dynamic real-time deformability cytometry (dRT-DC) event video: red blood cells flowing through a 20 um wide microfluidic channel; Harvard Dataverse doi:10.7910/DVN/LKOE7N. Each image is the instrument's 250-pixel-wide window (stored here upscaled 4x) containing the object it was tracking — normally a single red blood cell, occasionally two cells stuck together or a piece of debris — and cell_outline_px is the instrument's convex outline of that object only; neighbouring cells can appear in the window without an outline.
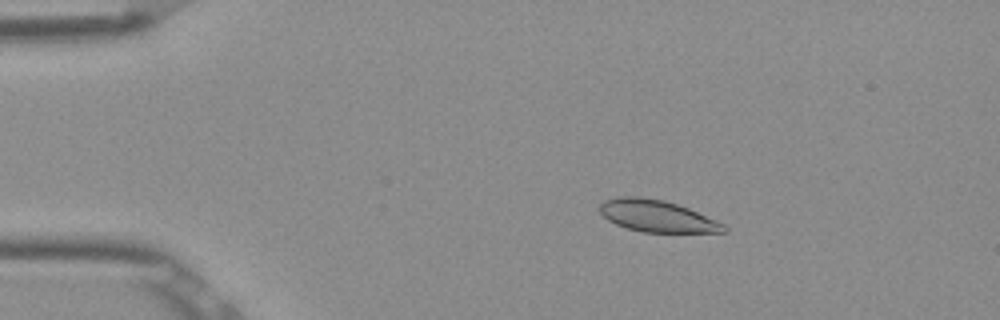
{"species": "Egyptian fruit bat (a non-hibernating species)", "species_latin": "Rousettus aegyptiacus", "temperature_condition": "room temperature", "stored_images_in_passage": 52, "camera_frame_rate_fps": 3000, "um_per_image_px": 0.085, "frame": {"image": 1, "passage_image": 9, "time_ms": 2.667, "image_size_px": [1000, 320], "cell_outline_px": [[728, 232], [644, 232], [628, 228], [616, 224], [608, 220], [600, 212], [600, 204], [604, 200], [616, 196], [640, 196], [664, 200], [688, 208], [724, 224], [728, 228]], "centroid_in_image_um": [55.82, 18.35], "position_along_channel_um": 29.2, "area_um2": 22.89}}
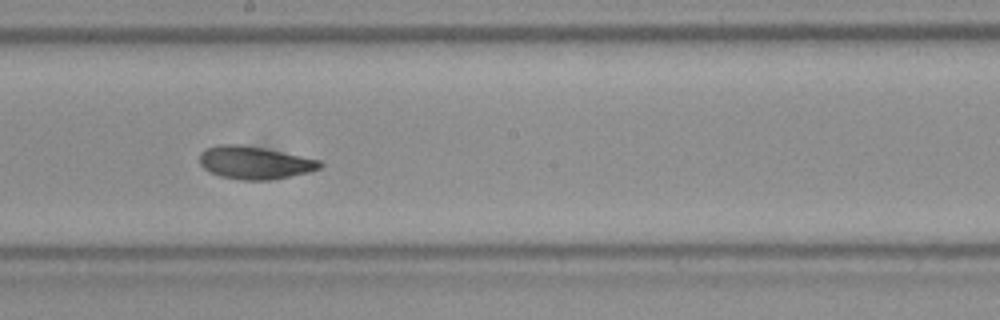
{"frame": {"image": 2, "passage_image": 29, "time_ms": 9.333, "image_size_px": [1000, 320], "cell_outline_px": [[324, 164], [320, 168], [308, 172], [268, 180], [240, 180], [220, 176], [208, 172], [200, 164], [200, 152], [204, 148], [220, 144], [240, 144], [264, 148], [320, 160]], "centroid_in_image_um": [21.6, 13.82], "position_along_channel_um": 226.6, "area_um2": 23.0}}
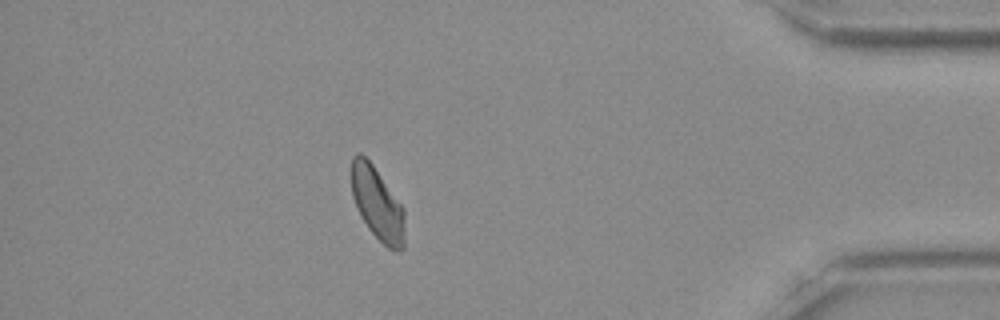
{"frame": {"image": 3, "passage_image": 46, "time_ms": 15.0, "image_size_px": [1000, 320], "cell_outline_px": [[404, 248], [400, 252], [388, 248], [368, 228], [360, 216], [356, 208], [352, 196], [352, 156], [360, 152], [372, 164], [404, 208]], "centroid_in_image_um": [32.08, 17.33], "position_along_channel_um": 403.1, "area_um2": 22.48}, "authors_computed_cell_mechanics": {"area_um2": 23.1778, "velocity_mm_per_s": 3.8644, "shape_relaxation_time_tau1_ms": 2.9912, "shape_relaxation_time_tau2_ms": 1.0839, "deformation_change_tau1": 0.1004, "deformation_change_tau2": 0.0569}}